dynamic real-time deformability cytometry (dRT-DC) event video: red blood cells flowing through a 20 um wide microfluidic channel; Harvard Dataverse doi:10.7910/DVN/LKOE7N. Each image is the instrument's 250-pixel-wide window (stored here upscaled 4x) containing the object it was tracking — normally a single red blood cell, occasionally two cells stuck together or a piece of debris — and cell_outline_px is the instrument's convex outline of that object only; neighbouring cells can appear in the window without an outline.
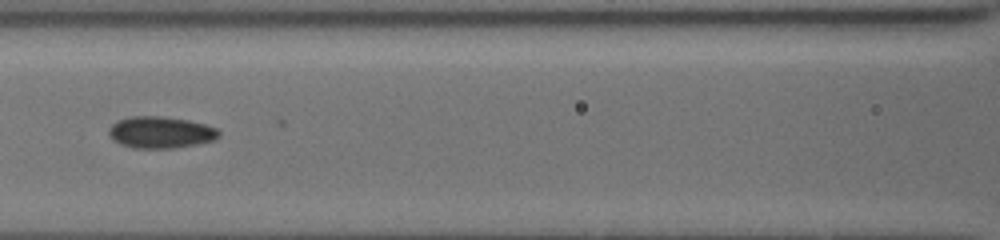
{"species": "common noctule bat (a hibernating species)", "species_latin": "Nyctalus noctula", "temperature_condition": "cold", "stored_images_in_passage": 30, "camera_frame_rate_fps": 3000, "um_per_image_px": 0.085, "animal": {"sex": "female", "body_mass_g": 19.5, "forearm_length_mm": 54.1}, "frame": {"image": 1, "passage_image": 12, "time_ms": 9.333, "image_size_px": [1000, 240], "cell_outline_px": [[220, 136], [216, 140], [196, 144], [172, 148], [132, 148], [120, 144], [108, 132], [108, 128], [116, 120], [128, 116], [160, 116], [188, 120], [204, 124], [216, 128], [220, 132]], "centroid_in_image_um": [13.65, 11.24], "position_along_channel_um": 152.9, "area_um2": 20.35}}
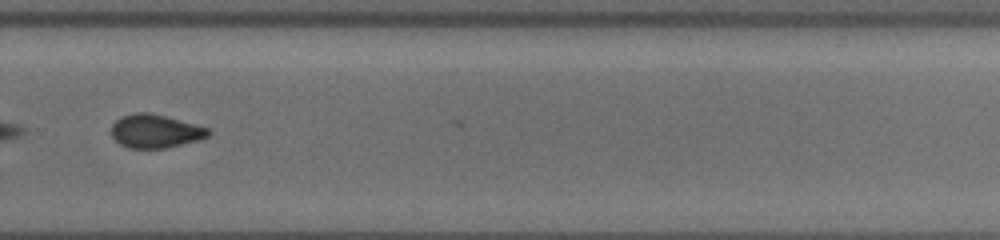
{"frame": {"image": 2, "passage_image": 20, "time_ms": 13.667, "image_size_px": [1000, 240], "cell_outline_px": [[212, 132], [208, 136], [200, 140], [164, 148], [128, 148], [120, 144], [112, 136], [112, 124], [120, 116], [132, 112], [152, 112], [208, 128]], "centroid_in_image_um": [13.19, 11.13], "position_along_channel_um": 316.6, "area_um2": 19.02}}
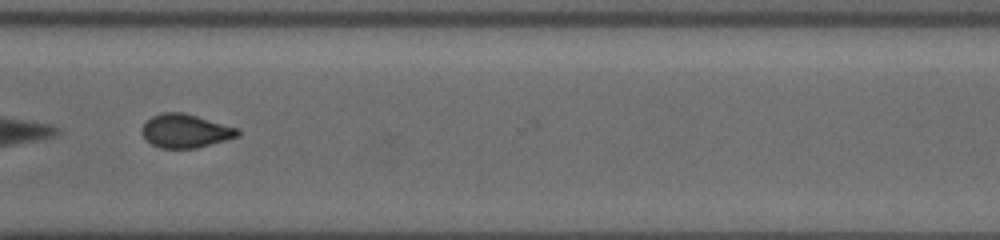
{"frame": {"image": 3, "passage_image": 23, "time_ms": 14.667, "image_size_px": [1000, 240], "cell_outline_px": [[240, 136], [196, 148], [160, 148], [152, 144], [140, 132], [140, 128], [152, 116], [164, 112], [184, 112], [240, 128]], "centroid_in_image_um": [15.79, 11.12], "position_along_channel_um": 354.8, "area_um2": 18.84}}